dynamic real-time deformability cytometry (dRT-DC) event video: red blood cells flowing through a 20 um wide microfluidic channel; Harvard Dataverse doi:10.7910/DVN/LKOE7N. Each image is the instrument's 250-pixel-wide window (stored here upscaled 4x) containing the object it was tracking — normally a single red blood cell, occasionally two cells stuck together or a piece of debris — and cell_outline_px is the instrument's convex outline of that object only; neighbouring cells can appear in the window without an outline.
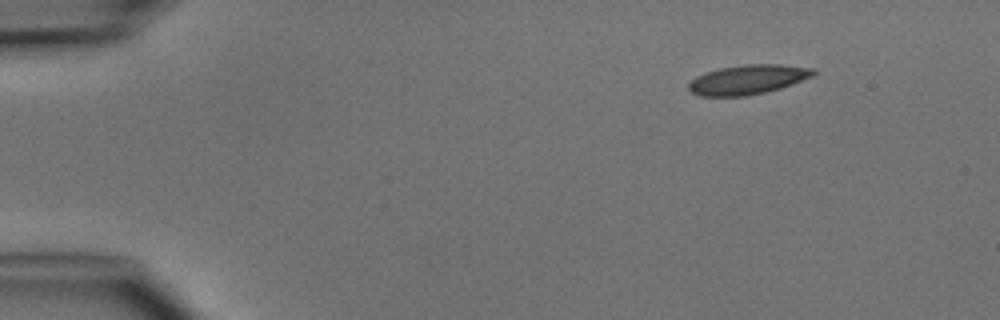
{"species": "common noctule bat (a hibernating species)", "species_latin": "Nyctalus noctula", "temperature_condition": "cold", "stored_images_in_passage": 4, "camera_frame_rate_fps": 3000, "um_per_image_px": 0.085, "animal": {"sex": "male", "body_mass_g": 15.6}, "frame": {"image": 1, "passage_image": 1, "time_ms": 0.0, "image_size_px": [1000, 320], "cell_outline_px": [[816, 72], [812, 76], [792, 84], [780, 88], [764, 92], [744, 96], [700, 96], [692, 92], [688, 88], [688, 84], [696, 76], [704, 72], [720, 68], [744, 64], [780, 64], [816, 68]], "centroid_in_image_um": [63.56, 6.75], "position_along_channel_um": 21.4, "area_um2": 21.44}}
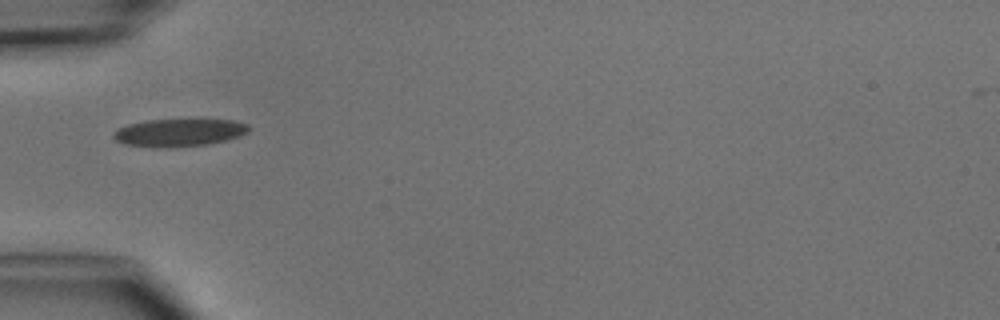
{"frame": {"image": 2, "passage_image": 4, "time_ms": 3.333, "image_size_px": [1000, 320], "cell_outline_px": [[252, 128], [248, 132], [240, 136], [228, 140], [208, 144], [124, 144], [116, 140], [112, 136], [112, 132], [128, 124], [148, 120], [232, 120], [248, 124]], "centroid_in_image_um": [15.32, 11.21], "position_along_channel_um": 69.7, "area_um2": 20.58}}